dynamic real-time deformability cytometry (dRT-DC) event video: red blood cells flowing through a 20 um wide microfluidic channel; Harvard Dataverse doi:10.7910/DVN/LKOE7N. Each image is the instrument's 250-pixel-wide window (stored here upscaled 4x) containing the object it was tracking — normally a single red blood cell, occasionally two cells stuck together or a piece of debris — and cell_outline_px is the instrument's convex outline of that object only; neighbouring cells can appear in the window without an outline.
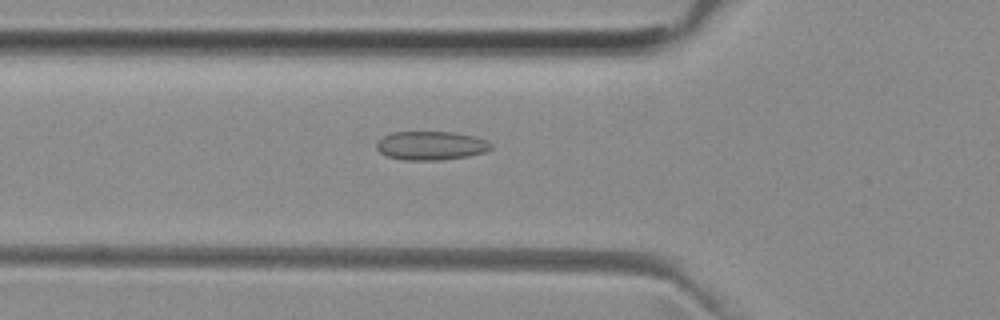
{"species": "common noctule bat (a hibernating species)", "species_latin": "Nyctalus noctula", "temperature_condition": "room temperature", "stored_images_in_passage": 37, "camera_frame_rate_fps": 3000, "um_per_image_px": 0.085, "animal": {"sex": "female", "body_mass_g": 29.2, "forearm_length_mm": 56.3}, "frame": {"image": 1, "passage_image": 3, "time_ms": 0.667, "image_size_px": [1000, 320], "cell_outline_px": [[492, 148], [488, 152], [468, 156], [444, 160], [404, 160], [388, 156], [380, 152], [376, 148], [376, 144], [384, 136], [392, 132], [452, 132], [472, 136], [484, 140], [492, 144]], "centroid_in_image_um": [36.65, 12.39], "position_along_channel_um": 89.2, "area_um2": 19.13}}
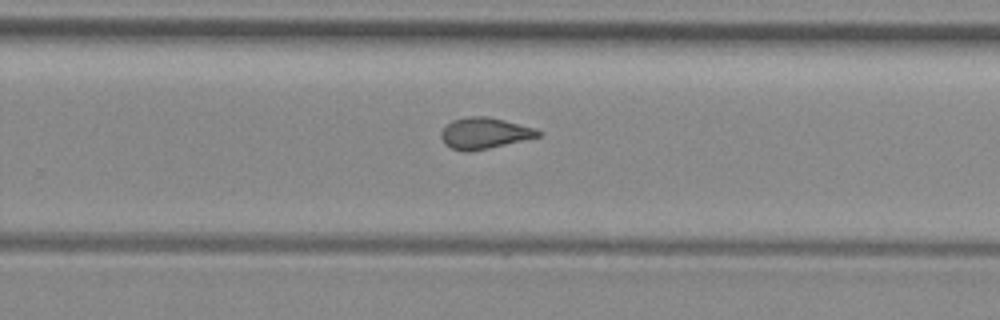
{"frame": {"image": 2, "passage_image": 18, "time_ms": 5.667, "image_size_px": [1000, 320], "cell_outline_px": [[544, 132], [540, 136], [488, 148], [468, 152], [464, 152], [452, 148], [444, 144], [440, 136], [440, 132], [452, 120], [468, 116], [488, 116], [536, 128]], "centroid_in_image_um": [41.17, 11.31], "position_along_channel_um": 288.6, "area_um2": 17.63}}
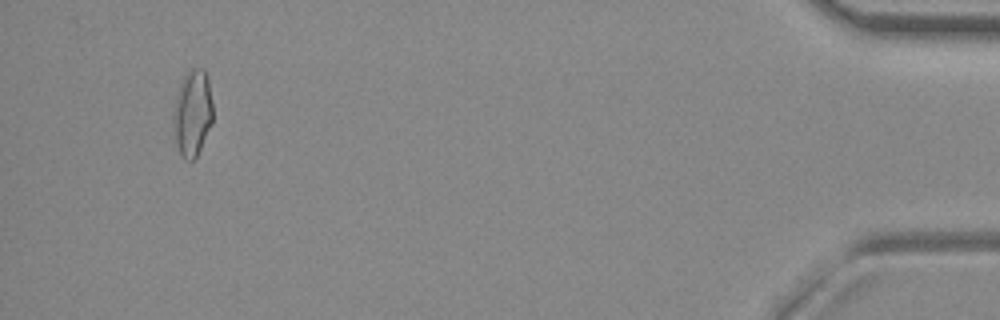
{"frame": {"image": 3, "passage_image": 34, "time_ms": 11.0, "image_size_px": [1000, 320], "cell_outline_px": [[212, 120], [200, 148], [196, 156], [192, 160], [184, 160], [180, 156], [176, 140], [172, 116], [172, 112], [180, 84], [184, 76], [192, 68], [204, 68], [208, 80], [212, 104]], "centroid_in_image_um": [16.34, 9.6], "position_along_channel_um": 418.9, "area_um2": 19.54}, "authors_computed_cell_mechanics": {"area_um2": 17.7446, "velocity_mm_per_s": 3.9896, "shape_relaxation_time_tau1_ms": null, "shape_relaxation_time_tau2_ms": 1.3518, "deformation_change_tau1": null, "deformation_change_tau2": 0.0788}}